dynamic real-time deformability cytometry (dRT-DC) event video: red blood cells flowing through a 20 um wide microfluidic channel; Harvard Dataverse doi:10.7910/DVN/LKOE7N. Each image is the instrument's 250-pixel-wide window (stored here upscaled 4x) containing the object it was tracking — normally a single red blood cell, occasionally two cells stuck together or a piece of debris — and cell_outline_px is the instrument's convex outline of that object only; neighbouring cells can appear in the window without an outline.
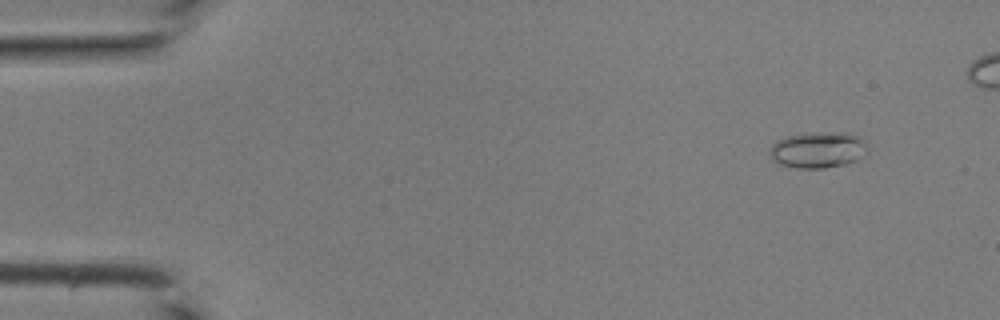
{"species": "common noctule bat (a hibernating species)", "species_latin": "Nyctalus noctula", "temperature_condition": "room temperature", "stored_images_in_passage": 40, "camera_frame_rate_fps": 3000, "um_per_image_px": 0.085, "animal": {"sex": "male", "body_mass_g": 19.0, "forearm_length_mm": 50.8}, "frame": {"image": 1, "passage_image": 4, "time_ms": 1.0, "image_size_px": [1000, 320], "cell_outline_px": [[868, 152], [856, 160], [844, 164], [824, 168], [796, 168], [780, 164], [772, 160], [768, 152], [772, 144], [776, 140], [784, 136], [844, 132], [856, 136], [868, 148]], "centroid_in_image_um": [69.47, 12.77], "position_along_channel_um": 15.5, "area_um2": 20.23}}
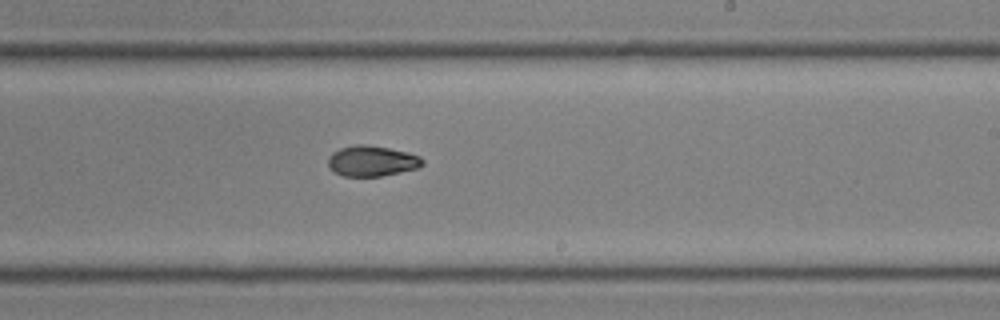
{"frame": {"image": 2, "passage_image": 26, "time_ms": 8.333, "image_size_px": [1000, 320], "cell_outline_px": [[424, 164], [420, 168], [380, 176], [344, 176], [332, 172], [328, 164], [328, 156], [332, 152], [340, 148], [356, 144], [368, 144], [408, 152], [420, 156], [424, 160]], "centroid_in_image_um": [31.61, 13.68], "position_along_channel_um": 257.4, "area_um2": 17.05}}
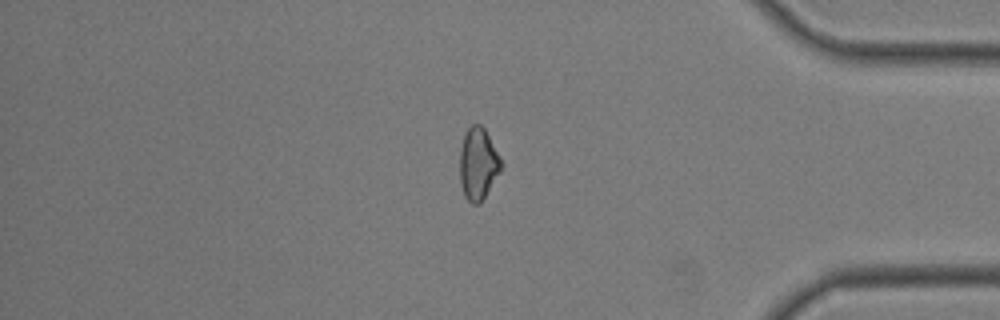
{"frame": {"image": 3, "passage_image": 36, "time_ms": 11.667, "image_size_px": [1000, 320], "cell_outline_px": [[504, 164], [500, 172], [480, 204], [472, 204], [464, 196], [460, 184], [460, 148], [464, 132], [472, 124], [480, 124], [484, 128], [500, 156]], "centroid_in_image_um": [40.64, 13.92], "position_along_channel_um": 394.6, "area_um2": 17.57}}